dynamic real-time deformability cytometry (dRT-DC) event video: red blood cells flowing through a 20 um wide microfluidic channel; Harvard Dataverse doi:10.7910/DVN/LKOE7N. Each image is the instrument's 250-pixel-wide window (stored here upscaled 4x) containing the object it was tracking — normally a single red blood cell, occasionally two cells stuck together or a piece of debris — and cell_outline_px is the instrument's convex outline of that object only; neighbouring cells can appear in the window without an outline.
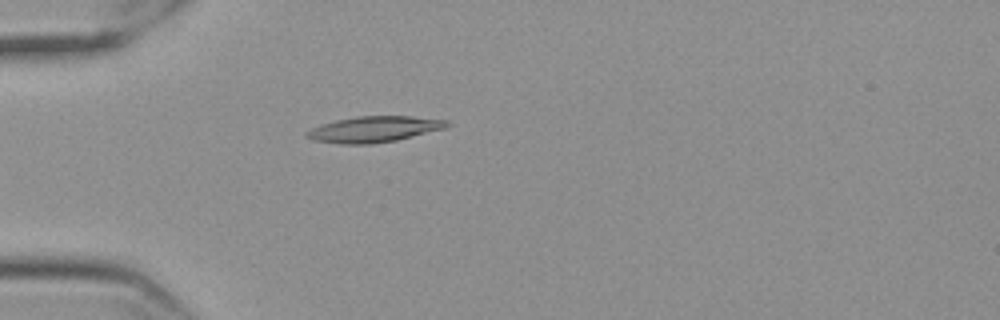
{"species": "Egyptian fruit bat (a non-hibernating species)", "species_latin": "Rousettus aegyptiacus", "temperature_condition": "cold", "stored_images_in_passage": 52, "camera_frame_rate_fps": 3000, "um_per_image_px": 0.085, "frame": {"image": 1, "passage_image": 11, "time_ms": 3.333, "image_size_px": [1000, 320], "cell_outline_px": [[452, 124], [448, 128], [396, 140], [372, 144], [340, 144], [312, 140], [304, 136], [304, 132], [320, 124], [336, 120], [356, 116], [412, 116], [448, 120]], "centroid_in_image_um": [31.8, 10.98], "position_along_channel_um": 53.2, "area_um2": 21.5}}
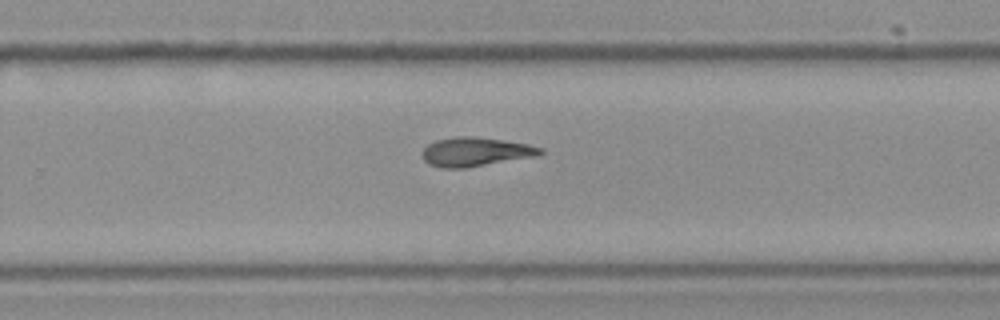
{"frame": {"image": 2, "passage_image": 32, "time_ms": 10.333, "image_size_px": [1000, 320], "cell_outline_px": [[544, 152], [540, 156], [464, 168], [444, 168], [428, 164], [424, 160], [424, 148], [428, 144], [436, 140], [456, 136], [472, 136], [528, 144], [544, 148]], "centroid_in_image_um": [40.47, 12.91], "position_along_channel_um": 289.3, "area_um2": 19.94}}
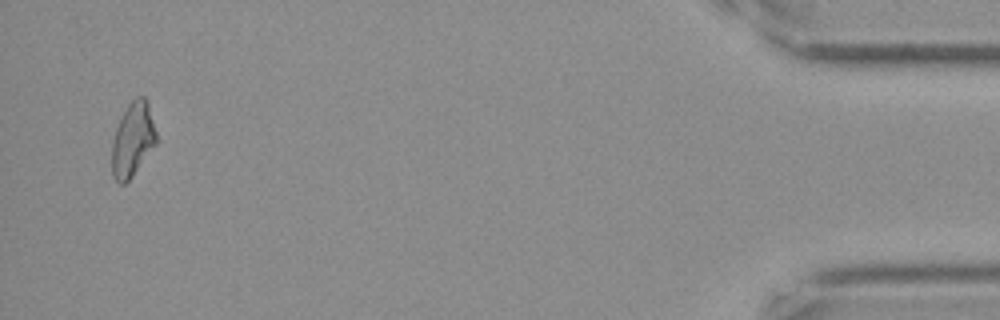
{"frame": {"image": 3, "passage_image": 50, "time_ms": 16.333, "image_size_px": [1000, 320], "cell_outline_px": [[156, 144], [132, 176], [124, 184], [120, 184], [112, 176], [112, 144], [116, 128], [128, 104], [136, 96], [144, 96], [148, 100], [156, 132]], "centroid_in_image_um": [11.29, 11.85], "position_along_channel_um": 423.9, "area_um2": 19.02}, "authors_computed_cell_mechanics": {"area_um2": 19.7965, "velocity_mm_per_s": 3.5389, "shape_relaxation_time_tau1_ms": null, "shape_relaxation_time_tau2_ms": 5.0211, "deformation_change_tau1": null, "deformation_change_tau2": 0.1332}}